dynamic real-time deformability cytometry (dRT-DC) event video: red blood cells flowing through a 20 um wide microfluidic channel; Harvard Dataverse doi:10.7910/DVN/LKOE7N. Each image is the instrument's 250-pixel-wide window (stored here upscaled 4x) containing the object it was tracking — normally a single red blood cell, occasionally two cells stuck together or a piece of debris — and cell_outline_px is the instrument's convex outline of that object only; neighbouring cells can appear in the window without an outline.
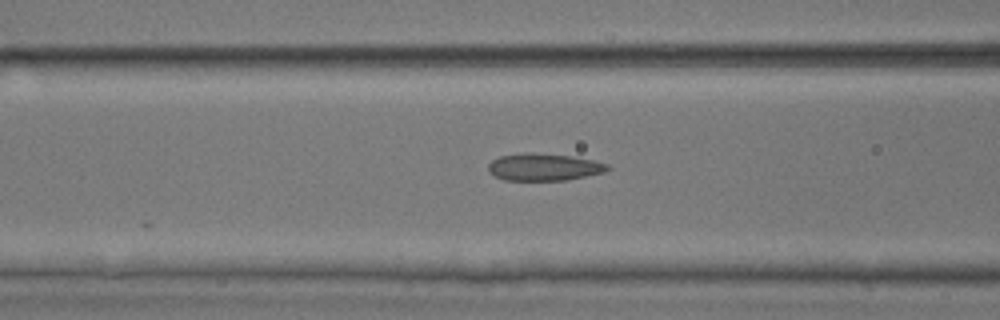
{"species": "common noctule bat (a hibernating species)", "species_latin": "Nyctalus noctula", "temperature_condition": "room temperature", "stored_images_in_passage": 5, "camera_frame_rate_fps": 3000, "um_per_image_px": 0.085, "animal": {"sex": "male", "body_mass_g": 17.9, "forearm_length_mm": 54.2}, "frame": {"image": 1, "passage_image": 3, "time_ms": 0.667, "image_size_px": [1000, 320], "cell_outline_px": [[612, 168], [604, 172], [564, 180], [504, 180], [488, 172], [488, 164], [492, 160], [500, 156], [524, 152], [528, 152], [568, 156], [592, 160], [608, 164]], "centroid_in_image_um": [46.2, 14.2], "position_along_channel_um": 120.4, "area_um2": 18.73}}